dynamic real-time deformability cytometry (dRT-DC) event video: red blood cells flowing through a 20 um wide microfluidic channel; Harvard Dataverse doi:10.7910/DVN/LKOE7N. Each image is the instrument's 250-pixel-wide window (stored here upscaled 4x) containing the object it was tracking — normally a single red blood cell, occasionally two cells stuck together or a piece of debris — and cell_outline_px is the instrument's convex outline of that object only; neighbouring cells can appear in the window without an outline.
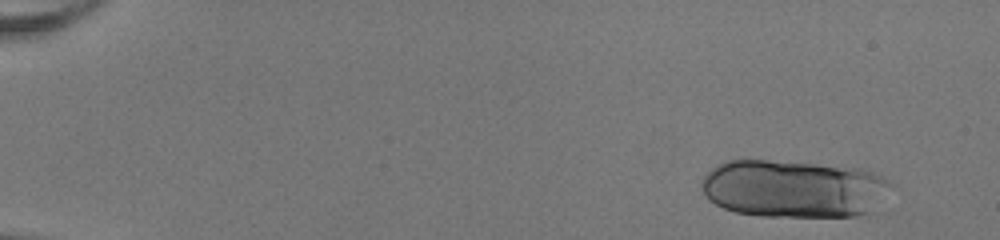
{"species": "human", "species_latin": "Homo sapiens", "temperature_condition": "room temperature", "stored_images_in_passage": 50, "segment_of_instrument_passage": [1, 2], "camera_frame_rate_fps": 3000, "um_per_image_px": 0.085, "donor": {"sex": "female"}, "frame": {"image": 1, "passage_image": 4, "time_ms": 1.0, "image_size_px": [1000, 240], "cell_outline_px": [[900, 188], [868, 216], [760, 216], [736, 212], [724, 208], [708, 200], [700, 184], [704, 176], [716, 164], [724, 160], [768, 160], [864, 168], [884, 176], [896, 184]], "centroid_in_image_um": [67.63, 16.04], "position_along_channel_um": 17.4, "area_um2": 65.49}}
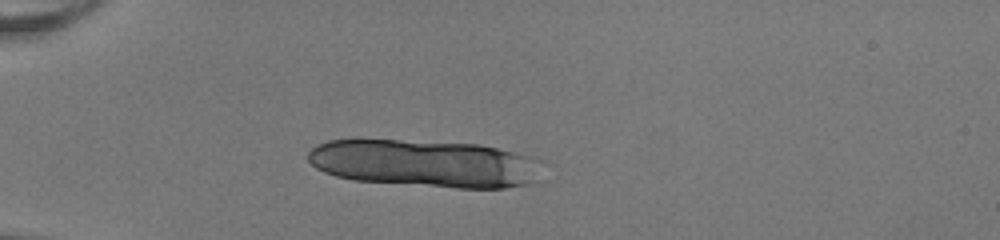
{"frame": {"image": 2, "passage_image": 15, "time_ms": 4.667, "image_size_px": [1000, 240], "cell_outline_px": [[548, 164], [532, 184], [504, 188], [456, 188], [352, 180], [336, 176], [324, 172], [316, 168], [308, 160], [308, 152], [312, 148], [328, 140], [396, 140], [480, 144], [532, 156], [544, 160]], "centroid_in_image_um": [36.24, 13.9], "position_along_channel_um": 48.8, "area_um2": 65.49}}